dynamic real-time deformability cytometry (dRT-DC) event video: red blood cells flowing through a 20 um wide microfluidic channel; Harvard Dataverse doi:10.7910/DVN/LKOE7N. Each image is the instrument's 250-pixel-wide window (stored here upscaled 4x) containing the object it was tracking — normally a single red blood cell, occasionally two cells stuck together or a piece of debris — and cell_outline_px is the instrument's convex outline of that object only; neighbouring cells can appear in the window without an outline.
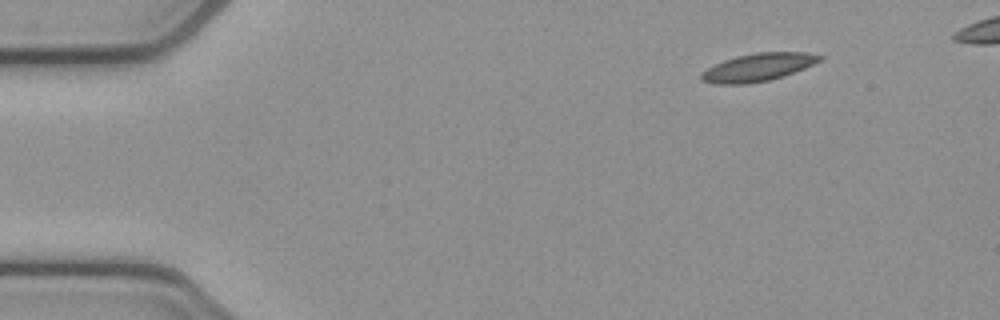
{"species": "common noctule bat (a hibernating species)", "species_latin": "Nyctalus noctula", "temperature_condition": "cold", "stored_images_in_passage": 5, "camera_frame_rate_fps": 3000, "um_per_image_px": 0.085, "animal": {"sex": "female", "body_mass_g": 21.9}, "frame": {"image": 1, "passage_image": 1, "time_ms": 0.0, "image_size_px": [1000, 320], "cell_outline_px": [[824, 56], [820, 60], [804, 68], [784, 76], [768, 80], [748, 84], [716, 84], [700, 80], [700, 72], [724, 60], [736, 56], [756, 52], [804, 52]], "centroid_in_image_um": [64.4, 5.72], "position_along_channel_um": 20.6, "area_um2": 19.13}}
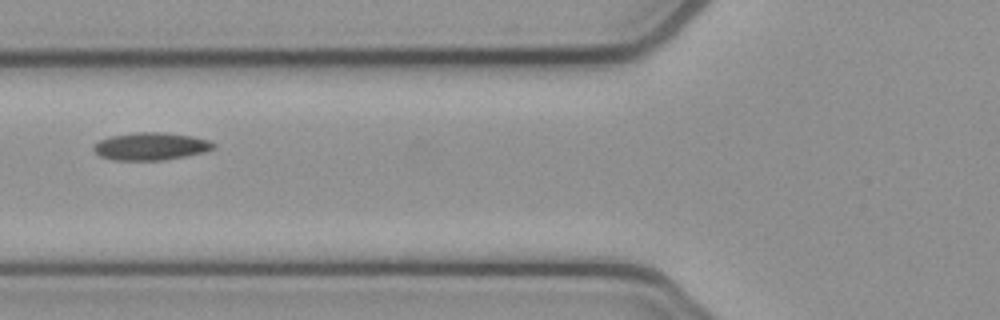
{"frame": {"image": 2, "passage_image": 5, "time_ms": 1.333, "image_size_px": [1000, 320], "cell_outline_px": [[216, 148], [204, 152], [184, 156], [160, 160], [116, 160], [100, 156], [92, 148], [92, 144], [100, 140], [112, 136], [136, 132], [164, 132], [192, 136], [208, 140], [216, 144]], "centroid_in_image_um": [12.82, 12.43], "position_along_channel_um": 113.0, "area_um2": 19.19}}